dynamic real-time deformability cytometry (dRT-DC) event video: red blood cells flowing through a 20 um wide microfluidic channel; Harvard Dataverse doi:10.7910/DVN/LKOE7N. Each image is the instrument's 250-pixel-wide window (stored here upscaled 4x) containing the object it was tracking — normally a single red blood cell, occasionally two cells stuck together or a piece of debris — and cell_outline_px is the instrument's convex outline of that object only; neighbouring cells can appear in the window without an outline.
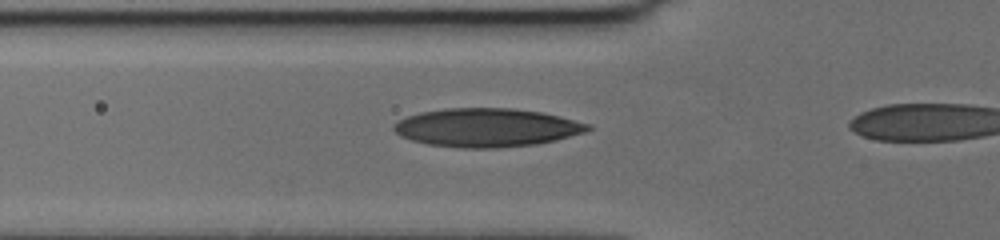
{"species": "human", "species_latin": "Homo sapiens", "temperature_condition": "cold", "stored_images_in_passage": 22, "camera_frame_rate_fps": 3000, "um_per_image_px": 0.085, "donor": {"sex": "female"}, "frame": {"image": 1, "passage_image": 13, "time_ms": 4.0, "image_size_px": [1000, 240], "cell_outline_px": [[592, 128], [584, 132], [556, 140], [536, 144], [500, 148], [460, 148], [428, 144], [412, 140], [400, 136], [392, 128], [392, 124], [408, 116], [420, 112], [448, 108], [512, 108], [540, 112], [560, 116], [592, 124]], "centroid_in_image_um": [41.38, 10.85], "position_along_channel_um": 84.4, "area_um2": 43.64}}
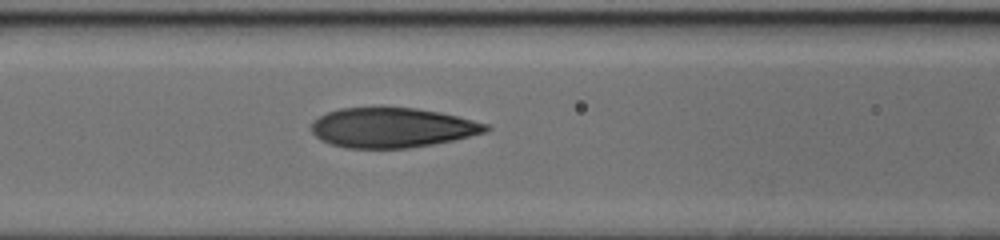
{"frame": {"image": 2, "passage_image": 17, "time_ms": 5.333, "image_size_px": [1000, 240], "cell_outline_px": [[492, 128], [488, 132], [452, 140], [432, 144], [408, 148], [344, 148], [320, 140], [312, 132], [312, 120], [328, 112], [340, 108], [416, 108], [440, 112], [488, 124]], "centroid_in_image_um": [33.34, 10.86], "position_along_channel_um": 133.3, "area_um2": 40.34}}
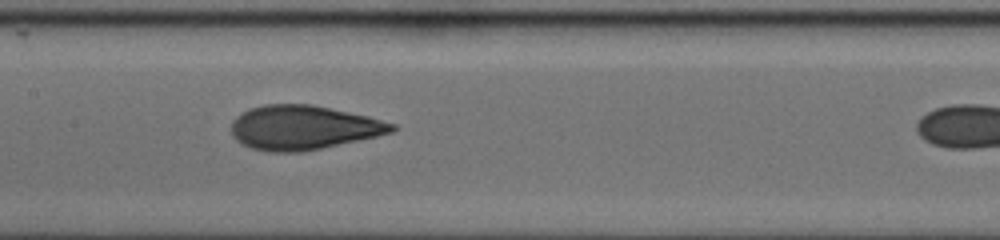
{"frame": {"image": 3, "passage_image": 21, "time_ms": 6.667, "image_size_px": [1000, 240], "cell_outline_px": [[396, 128], [392, 132], [376, 136], [320, 148], [300, 152], [268, 152], [252, 148], [236, 140], [232, 136], [232, 120], [240, 112], [248, 108], [264, 104], [312, 104], [368, 116], [396, 124]], "centroid_in_image_um": [25.74, 10.83], "position_along_channel_um": 181.7, "area_um2": 41.33}}